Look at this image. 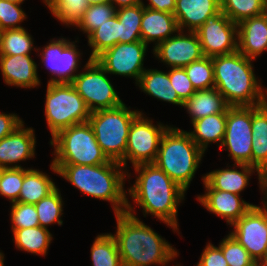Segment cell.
<instances>
[{
    "mask_svg": "<svg viewBox=\"0 0 267 266\" xmlns=\"http://www.w3.org/2000/svg\"><path fill=\"white\" fill-rule=\"evenodd\" d=\"M196 266H229L219 246L207 243Z\"/></svg>",
    "mask_w": 267,
    "mask_h": 266,
    "instance_id": "44",
    "label": "cell"
},
{
    "mask_svg": "<svg viewBox=\"0 0 267 266\" xmlns=\"http://www.w3.org/2000/svg\"><path fill=\"white\" fill-rule=\"evenodd\" d=\"M218 246L229 266H258L247 250L230 233Z\"/></svg>",
    "mask_w": 267,
    "mask_h": 266,
    "instance_id": "39",
    "label": "cell"
},
{
    "mask_svg": "<svg viewBox=\"0 0 267 266\" xmlns=\"http://www.w3.org/2000/svg\"><path fill=\"white\" fill-rule=\"evenodd\" d=\"M203 184L206 189L205 194L197 195L196 199L209 212L225 219L228 225H232L253 206L243 200L241 195L215 190L205 180Z\"/></svg>",
    "mask_w": 267,
    "mask_h": 266,
    "instance_id": "18",
    "label": "cell"
},
{
    "mask_svg": "<svg viewBox=\"0 0 267 266\" xmlns=\"http://www.w3.org/2000/svg\"><path fill=\"white\" fill-rule=\"evenodd\" d=\"M230 105L215 88L196 90L184 103L183 107L190 116L191 123L200 118L216 113H227Z\"/></svg>",
    "mask_w": 267,
    "mask_h": 266,
    "instance_id": "24",
    "label": "cell"
},
{
    "mask_svg": "<svg viewBox=\"0 0 267 266\" xmlns=\"http://www.w3.org/2000/svg\"><path fill=\"white\" fill-rule=\"evenodd\" d=\"M220 11V0H176L173 15L179 30L195 32L209 17Z\"/></svg>",
    "mask_w": 267,
    "mask_h": 266,
    "instance_id": "21",
    "label": "cell"
},
{
    "mask_svg": "<svg viewBox=\"0 0 267 266\" xmlns=\"http://www.w3.org/2000/svg\"><path fill=\"white\" fill-rule=\"evenodd\" d=\"M24 121L15 113L0 112V140L13 133Z\"/></svg>",
    "mask_w": 267,
    "mask_h": 266,
    "instance_id": "45",
    "label": "cell"
},
{
    "mask_svg": "<svg viewBox=\"0 0 267 266\" xmlns=\"http://www.w3.org/2000/svg\"><path fill=\"white\" fill-rule=\"evenodd\" d=\"M87 39L88 46L91 48L89 59H95L102 52L119 43V20L117 15L92 31Z\"/></svg>",
    "mask_w": 267,
    "mask_h": 266,
    "instance_id": "31",
    "label": "cell"
},
{
    "mask_svg": "<svg viewBox=\"0 0 267 266\" xmlns=\"http://www.w3.org/2000/svg\"><path fill=\"white\" fill-rule=\"evenodd\" d=\"M117 8L110 2L103 4L88 5L81 20L75 26L81 32L86 33L87 36L96 28L105 23L108 19L116 15Z\"/></svg>",
    "mask_w": 267,
    "mask_h": 266,
    "instance_id": "37",
    "label": "cell"
},
{
    "mask_svg": "<svg viewBox=\"0 0 267 266\" xmlns=\"http://www.w3.org/2000/svg\"><path fill=\"white\" fill-rule=\"evenodd\" d=\"M4 253L2 251H0V266H4Z\"/></svg>",
    "mask_w": 267,
    "mask_h": 266,
    "instance_id": "51",
    "label": "cell"
},
{
    "mask_svg": "<svg viewBox=\"0 0 267 266\" xmlns=\"http://www.w3.org/2000/svg\"><path fill=\"white\" fill-rule=\"evenodd\" d=\"M38 65L30 55H0V71L6 85L35 88L40 85Z\"/></svg>",
    "mask_w": 267,
    "mask_h": 266,
    "instance_id": "19",
    "label": "cell"
},
{
    "mask_svg": "<svg viewBox=\"0 0 267 266\" xmlns=\"http://www.w3.org/2000/svg\"><path fill=\"white\" fill-rule=\"evenodd\" d=\"M109 2L116 8H120L141 4L142 0H109Z\"/></svg>",
    "mask_w": 267,
    "mask_h": 266,
    "instance_id": "48",
    "label": "cell"
},
{
    "mask_svg": "<svg viewBox=\"0 0 267 266\" xmlns=\"http://www.w3.org/2000/svg\"><path fill=\"white\" fill-rule=\"evenodd\" d=\"M258 266H267V251L265 253V256L258 263Z\"/></svg>",
    "mask_w": 267,
    "mask_h": 266,
    "instance_id": "50",
    "label": "cell"
},
{
    "mask_svg": "<svg viewBox=\"0 0 267 266\" xmlns=\"http://www.w3.org/2000/svg\"><path fill=\"white\" fill-rule=\"evenodd\" d=\"M58 186L47 173L39 169L24 167V181L17 202L36 204L42 198L47 197Z\"/></svg>",
    "mask_w": 267,
    "mask_h": 266,
    "instance_id": "28",
    "label": "cell"
},
{
    "mask_svg": "<svg viewBox=\"0 0 267 266\" xmlns=\"http://www.w3.org/2000/svg\"><path fill=\"white\" fill-rule=\"evenodd\" d=\"M149 4H144L142 1V5L146 8L161 11V12H168L173 14L175 10V2L176 0H148Z\"/></svg>",
    "mask_w": 267,
    "mask_h": 266,
    "instance_id": "46",
    "label": "cell"
},
{
    "mask_svg": "<svg viewBox=\"0 0 267 266\" xmlns=\"http://www.w3.org/2000/svg\"><path fill=\"white\" fill-rule=\"evenodd\" d=\"M179 31L175 16L168 12L155 11L143 6L141 20V40L149 45L154 42L156 47L160 42L172 37Z\"/></svg>",
    "mask_w": 267,
    "mask_h": 266,
    "instance_id": "23",
    "label": "cell"
},
{
    "mask_svg": "<svg viewBox=\"0 0 267 266\" xmlns=\"http://www.w3.org/2000/svg\"><path fill=\"white\" fill-rule=\"evenodd\" d=\"M237 50L254 61L267 51V12L238 24Z\"/></svg>",
    "mask_w": 267,
    "mask_h": 266,
    "instance_id": "20",
    "label": "cell"
},
{
    "mask_svg": "<svg viewBox=\"0 0 267 266\" xmlns=\"http://www.w3.org/2000/svg\"><path fill=\"white\" fill-rule=\"evenodd\" d=\"M153 54L170 68H184L204 57L197 33L187 30H179L177 34L160 42L153 48Z\"/></svg>",
    "mask_w": 267,
    "mask_h": 266,
    "instance_id": "16",
    "label": "cell"
},
{
    "mask_svg": "<svg viewBox=\"0 0 267 266\" xmlns=\"http://www.w3.org/2000/svg\"><path fill=\"white\" fill-rule=\"evenodd\" d=\"M10 206L11 231L40 226L34 204L13 202Z\"/></svg>",
    "mask_w": 267,
    "mask_h": 266,
    "instance_id": "41",
    "label": "cell"
},
{
    "mask_svg": "<svg viewBox=\"0 0 267 266\" xmlns=\"http://www.w3.org/2000/svg\"><path fill=\"white\" fill-rule=\"evenodd\" d=\"M52 15L65 26H76L88 7L86 0H43Z\"/></svg>",
    "mask_w": 267,
    "mask_h": 266,
    "instance_id": "34",
    "label": "cell"
},
{
    "mask_svg": "<svg viewBox=\"0 0 267 266\" xmlns=\"http://www.w3.org/2000/svg\"><path fill=\"white\" fill-rule=\"evenodd\" d=\"M12 233L16 248L34 255L46 256L53 239L52 233L41 226L16 229Z\"/></svg>",
    "mask_w": 267,
    "mask_h": 266,
    "instance_id": "29",
    "label": "cell"
},
{
    "mask_svg": "<svg viewBox=\"0 0 267 266\" xmlns=\"http://www.w3.org/2000/svg\"><path fill=\"white\" fill-rule=\"evenodd\" d=\"M33 37L23 27L4 30L0 44V55H31V51H41L35 48Z\"/></svg>",
    "mask_w": 267,
    "mask_h": 266,
    "instance_id": "35",
    "label": "cell"
},
{
    "mask_svg": "<svg viewBox=\"0 0 267 266\" xmlns=\"http://www.w3.org/2000/svg\"><path fill=\"white\" fill-rule=\"evenodd\" d=\"M252 106H230L226 113V130L221 150L236 164L251 165ZM225 147V148H223Z\"/></svg>",
    "mask_w": 267,
    "mask_h": 266,
    "instance_id": "11",
    "label": "cell"
},
{
    "mask_svg": "<svg viewBox=\"0 0 267 266\" xmlns=\"http://www.w3.org/2000/svg\"><path fill=\"white\" fill-rule=\"evenodd\" d=\"M49 41L48 45L43 46L42 51L38 54L52 75L47 83H71L81 67L82 53L75 44L79 41L70 42L68 38L63 36L58 39L52 38Z\"/></svg>",
    "mask_w": 267,
    "mask_h": 266,
    "instance_id": "12",
    "label": "cell"
},
{
    "mask_svg": "<svg viewBox=\"0 0 267 266\" xmlns=\"http://www.w3.org/2000/svg\"><path fill=\"white\" fill-rule=\"evenodd\" d=\"M204 154L187 131L170 125L161 139L154 164L187 191Z\"/></svg>",
    "mask_w": 267,
    "mask_h": 266,
    "instance_id": "5",
    "label": "cell"
},
{
    "mask_svg": "<svg viewBox=\"0 0 267 266\" xmlns=\"http://www.w3.org/2000/svg\"><path fill=\"white\" fill-rule=\"evenodd\" d=\"M50 145L54 147L52 164L100 165L109 161L88 121L60 130Z\"/></svg>",
    "mask_w": 267,
    "mask_h": 266,
    "instance_id": "6",
    "label": "cell"
},
{
    "mask_svg": "<svg viewBox=\"0 0 267 266\" xmlns=\"http://www.w3.org/2000/svg\"><path fill=\"white\" fill-rule=\"evenodd\" d=\"M50 169L82 193L111 203L114 215L126 212L127 192L124 188L129 172L120 162L109 160L100 165L50 164Z\"/></svg>",
    "mask_w": 267,
    "mask_h": 266,
    "instance_id": "3",
    "label": "cell"
},
{
    "mask_svg": "<svg viewBox=\"0 0 267 266\" xmlns=\"http://www.w3.org/2000/svg\"><path fill=\"white\" fill-rule=\"evenodd\" d=\"M191 124L193 131L189 130L188 133L204 153L211 143H217L218 147H221L225 137L226 113L209 115L193 121Z\"/></svg>",
    "mask_w": 267,
    "mask_h": 266,
    "instance_id": "25",
    "label": "cell"
},
{
    "mask_svg": "<svg viewBox=\"0 0 267 266\" xmlns=\"http://www.w3.org/2000/svg\"><path fill=\"white\" fill-rule=\"evenodd\" d=\"M136 86L145 94L154 98L183 107L169 78V71L164 72L157 69H146L140 76Z\"/></svg>",
    "mask_w": 267,
    "mask_h": 266,
    "instance_id": "26",
    "label": "cell"
},
{
    "mask_svg": "<svg viewBox=\"0 0 267 266\" xmlns=\"http://www.w3.org/2000/svg\"><path fill=\"white\" fill-rule=\"evenodd\" d=\"M195 90L215 87L212 57L204 56L184 67Z\"/></svg>",
    "mask_w": 267,
    "mask_h": 266,
    "instance_id": "38",
    "label": "cell"
},
{
    "mask_svg": "<svg viewBox=\"0 0 267 266\" xmlns=\"http://www.w3.org/2000/svg\"><path fill=\"white\" fill-rule=\"evenodd\" d=\"M135 183L127 189L135 207L142 208L144 217L153 215L172 231H178V206L186 191L154 163L134 166Z\"/></svg>",
    "mask_w": 267,
    "mask_h": 266,
    "instance_id": "2",
    "label": "cell"
},
{
    "mask_svg": "<svg viewBox=\"0 0 267 266\" xmlns=\"http://www.w3.org/2000/svg\"><path fill=\"white\" fill-rule=\"evenodd\" d=\"M119 20V43H131L141 40V20L143 5L120 7L116 10Z\"/></svg>",
    "mask_w": 267,
    "mask_h": 266,
    "instance_id": "30",
    "label": "cell"
},
{
    "mask_svg": "<svg viewBox=\"0 0 267 266\" xmlns=\"http://www.w3.org/2000/svg\"><path fill=\"white\" fill-rule=\"evenodd\" d=\"M195 32L204 56L214 57L237 51L238 24L222 11L209 17Z\"/></svg>",
    "mask_w": 267,
    "mask_h": 266,
    "instance_id": "14",
    "label": "cell"
},
{
    "mask_svg": "<svg viewBox=\"0 0 267 266\" xmlns=\"http://www.w3.org/2000/svg\"><path fill=\"white\" fill-rule=\"evenodd\" d=\"M258 181L260 190L265 195L262 199V205H267V164L259 170Z\"/></svg>",
    "mask_w": 267,
    "mask_h": 266,
    "instance_id": "47",
    "label": "cell"
},
{
    "mask_svg": "<svg viewBox=\"0 0 267 266\" xmlns=\"http://www.w3.org/2000/svg\"><path fill=\"white\" fill-rule=\"evenodd\" d=\"M252 153L251 166L260 170L267 164V101L252 106Z\"/></svg>",
    "mask_w": 267,
    "mask_h": 266,
    "instance_id": "27",
    "label": "cell"
},
{
    "mask_svg": "<svg viewBox=\"0 0 267 266\" xmlns=\"http://www.w3.org/2000/svg\"><path fill=\"white\" fill-rule=\"evenodd\" d=\"M86 2L88 3V5H92V4L107 3V2H109V0H86Z\"/></svg>",
    "mask_w": 267,
    "mask_h": 266,
    "instance_id": "49",
    "label": "cell"
},
{
    "mask_svg": "<svg viewBox=\"0 0 267 266\" xmlns=\"http://www.w3.org/2000/svg\"><path fill=\"white\" fill-rule=\"evenodd\" d=\"M127 200L126 212L115 214L117 242L123 266H167L179 252L165 238L136 217Z\"/></svg>",
    "mask_w": 267,
    "mask_h": 266,
    "instance_id": "1",
    "label": "cell"
},
{
    "mask_svg": "<svg viewBox=\"0 0 267 266\" xmlns=\"http://www.w3.org/2000/svg\"><path fill=\"white\" fill-rule=\"evenodd\" d=\"M147 48L148 45L143 41L117 43L98 55L95 60L109 74L133 78L137 84L146 70L143 66Z\"/></svg>",
    "mask_w": 267,
    "mask_h": 266,
    "instance_id": "13",
    "label": "cell"
},
{
    "mask_svg": "<svg viewBox=\"0 0 267 266\" xmlns=\"http://www.w3.org/2000/svg\"><path fill=\"white\" fill-rule=\"evenodd\" d=\"M220 3L222 13L236 24L267 12V0H220Z\"/></svg>",
    "mask_w": 267,
    "mask_h": 266,
    "instance_id": "33",
    "label": "cell"
},
{
    "mask_svg": "<svg viewBox=\"0 0 267 266\" xmlns=\"http://www.w3.org/2000/svg\"><path fill=\"white\" fill-rule=\"evenodd\" d=\"M3 32H4V29L0 25V44H1V41H2Z\"/></svg>",
    "mask_w": 267,
    "mask_h": 266,
    "instance_id": "53",
    "label": "cell"
},
{
    "mask_svg": "<svg viewBox=\"0 0 267 266\" xmlns=\"http://www.w3.org/2000/svg\"><path fill=\"white\" fill-rule=\"evenodd\" d=\"M45 98L44 115L52 137L89 120L91 111L71 83H47Z\"/></svg>",
    "mask_w": 267,
    "mask_h": 266,
    "instance_id": "8",
    "label": "cell"
},
{
    "mask_svg": "<svg viewBox=\"0 0 267 266\" xmlns=\"http://www.w3.org/2000/svg\"><path fill=\"white\" fill-rule=\"evenodd\" d=\"M27 15L21 4L0 0V25L4 30L23 28L20 24L26 20Z\"/></svg>",
    "mask_w": 267,
    "mask_h": 266,
    "instance_id": "42",
    "label": "cell"
},
{
    "mask_svg": "<svg viewBox=\"0 0 267 266\" xmlns=\"http://www.w3.org/2000/svg\"><path fill=\"white\" fill-rule=\"evenodd\" d=\"M63 200L59 188H56L47 197L42 198L35 205L41 227L48 229L52 224L63 225Z\"/></svg>",
    "mask_w": 267,
    "mask_h": 266,
    "instance_id": "36",
    "label": "cell"
},
{
    "mask_svg": "<svg viewBox=\"0 0 267 266\" xmlns=\"http://www.w3.org/2000/svg\"><path fill=\"white\" fill-rule=\"evenodd\" d=\"M6 1H9V2H12L15 4H22V3H24L25 0H6Z\"/></svg>",
    "mask_w": 267,
    "mask_h": 266,
    "instance_id": "52",
    "label": "cell"
},
{
    "mask_svg": "<svg viewBox=\"0 0 267 266\" xmlns=\"http://www.w3.org/2000/svg\"><path fill=\"white\" fill-rule=\"evenodd\" d=\"M228 167V168H227ZM224 169L213 170L202 176V181L205 180L213 189L227 191L236 195H240L242 191L249 186L250 176L259 170L248 164L232 165V168L227 166ZM237 167L239 170H237Z\"/></svg>",
    "mask_w": 267,
    "mask_h": 266,
    "instance_id": "22",
    "label": "cell"
},
{
    "mask_svg": "<svg viewBox=\"0 0 267 266\" xmlns=\"http://www.w3.org/2000/svg\"><path fill=\"white\" fill-rule=\"evenodd\" d=\"M230 234L247 250L250 256L259 263L267 251V210L253 205L241 218L232 225Z\"/></svg>",
    "mask_w": 267,
    "mask_h": 266,
    "instance_id": "15",
    "label": "cell"
},
{
    "mask_svg": "<svg viewBox=\"0 0 267 266\" xmlns=\"http://www.w3.org/2000/svg\"><path fill=\"white\" fill-rule=\"evenodd\" d=\"M125 103L91 112L90 123L96 140L109 160L121 162L125 157L128 134L133 119L140 113Z\"/></svg>",
    "mask_w": 267,
    "mask_h": 266,
    "instance_id": "7",
    "label": "cell"
},
{
    "mask_svg": "<svg viewBox=\"0 0 267 266\" xmlns=\"http://www.w3.org/2000/svg\"><path fill=\"white\" fill-rule=\"evenodd\" d=\"M252 61L238 50L212 57L215 88L230 106H257L267 101V88L255 76Z\"/></svg>",
    "mask_w": 267,
    "mask_h": 266,
    "instance_id": "4",
    "label": "cell"
},
{
    "mask_svg": "<svg viewBox=\"0 0 267 266\" xmlns=\"http://www.w3.org/2000/svg\"><path fill=\"white\" fill-rule=\"evenodd\" d=\"M24 181V168H1L0 171V196L17 202Z\"/></svg>",
    "mask_w": 267,
    "mask_h": 266,
    "instance_id": "40",
    "label": "cell"
},
{
    "mask_svg": "<svg viewBox=\"0 0 267 266\" xmlns=\"http://www.w3.org/2000/svg\"><path fill=\"white\" fill-rule=\"evenodd\" d=\"M169 78L172 87L183 103L196 92L184 68H171Z\"/></svg>",
    "mask_w": 267,
    "mask_h": 266,
    "instance_id": "43",
    "label": "cell"
},
{
    "mask_svg": "<svg viewBox=\"0 0 267 266\" xmlns=\"http://www.w3.org/2000/svg\"><path fill=\"white\" fill-rule=\"evenodd\" d=\"M141 111L132 121L128 134L127 147L124 159L120 164L127 170V163L132 166L154 163L161 139L170 127L163 123L153 124L152 119L144 116Z\"/></svg>",
    "mask_w": 267,
    "mask_h": 266,
    "instance_id": "10",
    "label": "cell"
},
{
    "mask_svg": "<svg viewBox=\"0 0 267 266\" xmlns=\"http://www.w3.org/2000/svg\"><path fill=\"white\" fill-rule=\"evenodd\" d=\"M90 251L92 266H123L117 242L111 233L97 235Z\"/></svg>",
    "mask_w": 267,
    "mask_h": 266,
    "instance_id": "32",
    "label": "cell"
},
{
    "mask_svg": "<svg viewBox=\"0 0 267 266\" xmlns=\"http://www.w3.org/2000/svg\"><path fill=\"white\" fill-rule=\"evenodd\" d=\"M24 124L0 140V168H24L18 163L35 157V130Z\"/></svg>",
    "mask_w": 267,
    "mask_h": 266,
    "instance_id": "17",
    "label": "cell"
},
{
    "mask_svg": "<svg viewBox=\"0 0 267 266\" xmlns=\"http://www.w3.org/2000/svg\"><path fill=\"white\" fill-rule=\"evenodd\" d=\"M83 67L71 84L91 112L115 108L124 103L107 77L109 73L95 59L88 58Z\"/></svg>",
    "mask_w": 267,
    "mask_h": 266,
    "instance_id": "9",
    "label": "cell"
}]
</instances>
